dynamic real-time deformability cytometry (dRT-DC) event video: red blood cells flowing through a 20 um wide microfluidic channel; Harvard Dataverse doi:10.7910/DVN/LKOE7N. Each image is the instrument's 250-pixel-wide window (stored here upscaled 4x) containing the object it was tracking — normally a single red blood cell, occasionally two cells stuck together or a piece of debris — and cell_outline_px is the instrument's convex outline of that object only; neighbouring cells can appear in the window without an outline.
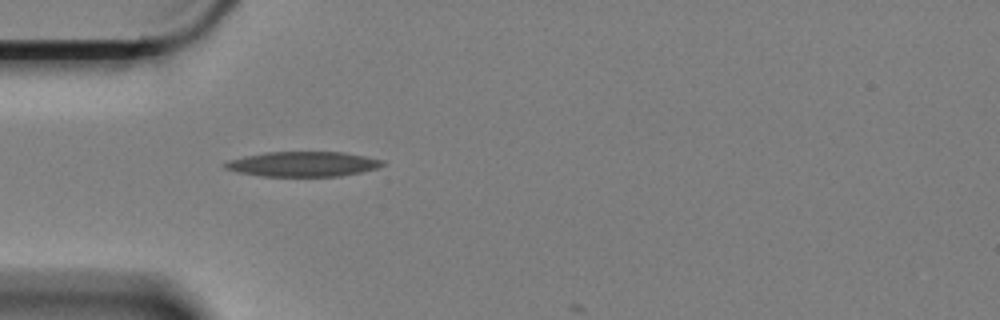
{"species": "Egyptian fruit bat (a non-hibernating species)", "species_latin": "Rousettus aegyptiacus", "temperature_condition": "cold", "stored_images_in_passage": 2, "camera_frame_rate_fps": 3000, "um_per_image_px": 0.085, "animal": {"sex": "female"}, "frame": {"image": 1, "passage_image": 1, "time_ms": 0.0, "image_size_px": [1000, 320], "cell_outline_px": [[384, 164], [376, 168], [360, 172], [340, 176], [264, 176], [236, 172], [224, 168], [220, 164], [228, 160], [244, 156], [264, 152], [344, 152], [384, 160]], "centroid_in_image_um": [25.69, 13.94], "position_along_channel_um": 59.3, "area_um2": 22.95}}